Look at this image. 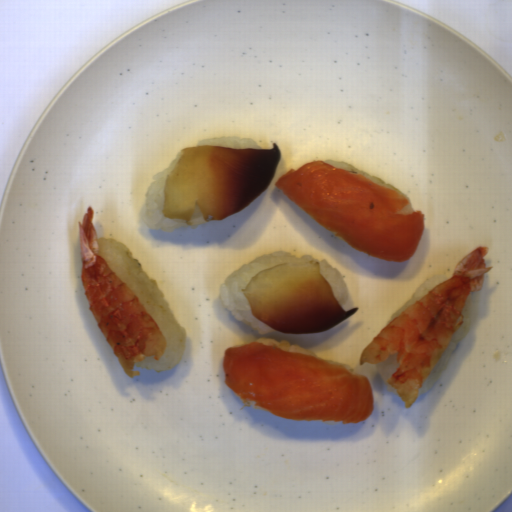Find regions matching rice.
Returning <instances> with one entry per match:
<instances>
[{
  "instance_id": "obj_1",
  "label": "rice",
  "mask_w": 512,
  "mask_h": 512,
  "mask_svg": "<svg viewBox=\"0 0 512 512\" xmlns=\"http://www.w3.org/2000/svg\"><path fill=\"white\" fill-rule=\"evenodd\" d=\"M98 254L102 256L116 275L139 298L142 304L156 320L166 342V350L160 357H147L134 367L164 372L180 364L185 351L187 330L176 319L164 292L155 279L142 269V263L134 257L131 250L114 238H97Z\"/></svg>"
},
{
  "instance_id": "obj_2",
  "label": "rice",
  "mask_w": 512,
  "mask_h": 512,
  "mask_svg": "<svg viewBox=\"0 0 512 512\" xmlns=\"http://www.w3.org/2000/svg\"><path fill=\"white\" fill-rule=\"evenodd\" d=\"M314 262H319L320 274L330 285L343 310L348 312L350 308H354L349 285L339 268L332 267L331 263L324 258H316L314 255H303L299 258L288 251H274L269 255H262L249 263L242 264L221 282L217 295L219 305L230 310L235 321L245 323L258 335L275 336L280 331L252 315L249 299L241 288H246L248 281L259 271L275 265L309 266Z\"/></svg>"
},
{
  "instance_id": "obj_3",
  "label": "rice",
  "mask_w": 512,
  "mask_h": 512,
  "mask_svg": "<svg viewBox=\"0 0 512 512\" xmlns=\"http://www.w3.org/2000/svg\"><path fill=\"white\" fill-rule=\"evenodd\" d=\"M181 156V151H177L175 158L171 160L169 167L157 174L152 175L153 182L150 183L145 193V210L140 216L144 224L152 230H160L172 232L181 227L195 229L203 223H207L204 219L197 203L190 220H179L166 218L163 213L164 190L167 181V175L172 172L173 167Z\"/></svg>"
},
{
  "instance_id": "obj_4",
  "label": "rice",
  "mask_w": 512,
  "mask_h": 512,
  "mask_svg": "<svg viewBox=\"0 0 512 512\" xmlns=\"http://www.w3.org/2000/svg\"><path fill=\"white\" fill-rule=\"evenodd\" d=\"M474 309L475 304L473 293L471 291L461 312V314L464 316V321L461 327L454 334L452 340L448 344L442 356L440 357V359L438 360V362L436 363V365L434 366V368L424 381L422 388H418V395L425 394L437 383V381L440 379V377L443 375L446 368L448 367L452 355L457 348L458 342L471 333Z\"/></svg>"
},
{
  "instance_id": "obj_5",
  "label": "rice",
  "mask_w": 512,
  "mask_h": 512,
  "mask_svg": "<svg viewBox=\"0 0 512 512\" xmlns=\"http://www.w3.org/2000/svg\"><path fill=\"white\" fill-rule=\"evenodd\" d=\"M255 342H261L265 345H274L281 350L304 354V355L314 357V358H317V359H320V360H323L326 362H330V363H333L336 365H342L350 374H357L355 368L353 366H351L350 364L340 363V362H337V361L331 360V359H324L322 357H319L313 349L302 348L299 344H291L290 341H288V340H275L274 338L265 337L263 339L255 341Z\"/></svg>"
},
{
  "instance_id": "obj_6",
  "label": "rice",
  "mask_w": 512,
  "mask_h": 512,
  "mask_svg": "<svg viewBox=\"0 0 512 512\" xmlns=\"http://www.w3.org/2000/svg\"><path fill=\"white\" fill-rule=\"evenodd\" d=\"M322 161H326L327 163L333 165L334 167L343 169V170L348 171V172H350L352 174H361V175L365 176L366 178H368L370 181H372L374 183H377V184L383 186L384 188L395 190L399 194H401V195L405 196L406 198H408V201H409V204L406 205L400 211H404V212L416 211L414 206H413V204H412V202H411V200H410V198L407 196V194L404 191H402L401 189H399L396 186H394L393 184H391L390 182H386L382 178H379L377 176L371 175V174H369L368 172H366L364 170H360V169H358L357 167L351 165L348 162H341V161H334V160H322Z\"/></svg>"
},
{
  "instance_id": "obj_7",
  "label": "rice",
  "mask_w": 512,
  "mask_h": 512,
  "mask_svg": "<svg viewBox=\"0 0 512 512\" xmlns=\"http://www.w3.org/2000/svg\"><path fill=\"white\" fill-rule=\"evenodd\" d=\"M196 146H223L231 148H263L252 138H239L236 135H224L221 137H211L199 140ZM265 149V148H263Z\"/></svg>"
},
{
  "instance_id": "obj_8",
  "label": "rice",
  "mask_w": 512,
  "mask_h": 512,
  "mask_svg": "<svg viewBox=\"0 0 512 512\" xmlns=\"http://www.w3.org/2000/svg\"><path fill=\"white\" fill-rule=\"evenodd\" d=\"M452 278L451 275L447 273H440L438 275H435L425 281L422 282V284L419 286V288L416 290V292L412 295V297L403 305L401 306L393 315L390 323L401 313L403 312L410 304L427 294L432 288L437 286L438 284ZM389 323V324H390Z\"/></svg>"
},
{
  "instance_id": "obj_9",
  "label": "rice",
  "mask_w": 512,
  "mask_h": 512,
  "mask_svg": "<svg viewBox=\"0 0 512 512\" xmlns=\"http://www.w3.org/2000/svg\"><path fill=\"white\" fill-rule=\"evenodd\" d=\"M376 372L383 383L384 386L387 387L389 392L401 398L399 393L396 391L394 387L385 382L388 378H390L396 369L400 368L398 365V353L390 355L385 361L375 364Z\"/></svg>"
}]
</instances>
